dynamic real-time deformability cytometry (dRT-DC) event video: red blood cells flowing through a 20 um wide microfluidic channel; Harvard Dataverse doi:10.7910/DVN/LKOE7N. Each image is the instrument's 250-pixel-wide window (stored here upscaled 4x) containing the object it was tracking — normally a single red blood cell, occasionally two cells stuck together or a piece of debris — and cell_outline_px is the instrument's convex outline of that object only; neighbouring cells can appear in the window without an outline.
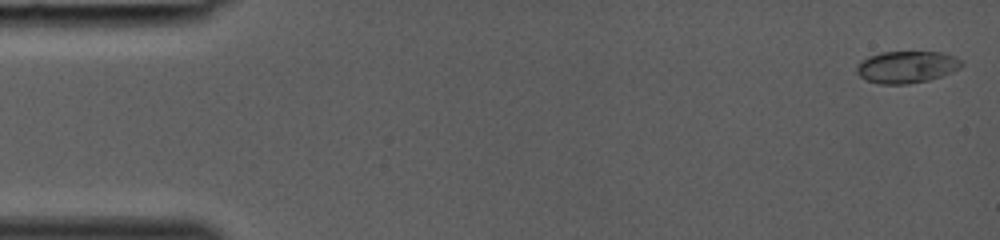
{"species": "common noctule bat (a hibernating species)", "species_latin": "Nyctalus noctula", "temperature_condition": "room temperature", "stored_images_in_passage": 37, "camera_frame_rate_fps": 3000, "um_per_image_px": 0.085, "animal": {"sex": "female", "body_mass_g": 19.0, "forearm_length_mm": 53.3}, "frame": {"image": 1, "passage_image": 1, "time_ms": 0.0, "image_size_px": [1000, 240], "cell_outline_px": [[964, 64], [960, 68], [952, 72], [928, 80], [908, 84], [880, 84], [868, 80], [860, 76], [856, 72], [856, 64], [860, 60], [868, 56], [880, 52], [940, 52], [952, 56], [960, 60]], "centroid_in_image_um": [77.03, 5.69], "position_along_channel_um": 8.0, "area_um2": 19.54}}
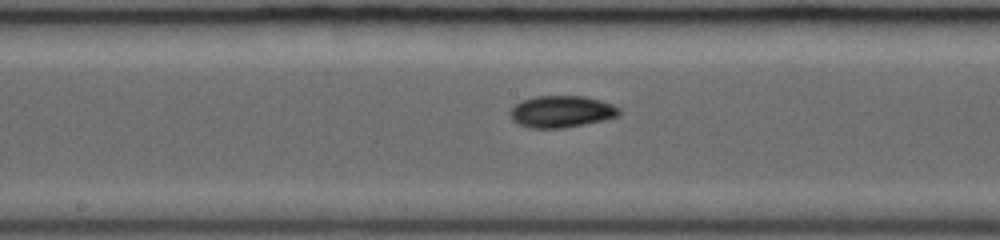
{"frame": {"image": 2, "passage_image": 21, "time_ms": 6.667, "image_size_px": [1000, 240], "cell_outline_px": [[620, 116], [604, 120], [564, 128], [528, 128], [516, 124], [512, 120], [508, 112], [516, 104], [524, 100], [536, 96], [584, 96], [600, 100], [612, 104], [620, 108]], "centroid_in_image_um": [47.72, 9.49], "position_along_channel_um": 200.5, "area_um2": 20.35}}
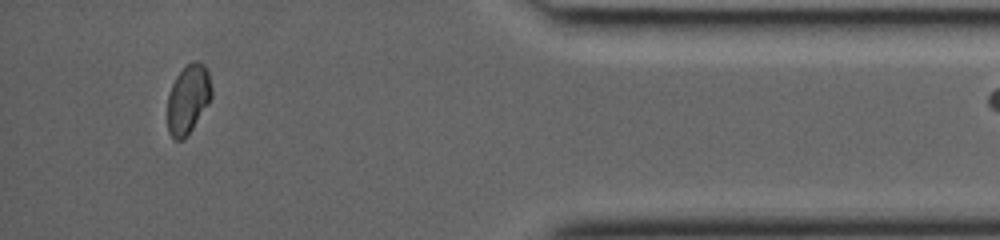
{"frame": {"image": 3, "passage_image": 36, "time_ms": 11.667, "image_size_px": [1000, 240], "cell_outline_px": [[212, 96], [208, 104], [192, 128], [180, 140], [176, 140], [168, 132], [168, 96], [172, 84], [176, 76], [188, 64], [196, 60], [204, 64], [208, 72], [212, 88]], "centroid_in_image_um": [16.0, 8.39], "position_along_channel_um": 419.2, "area_um2": 17.4}}